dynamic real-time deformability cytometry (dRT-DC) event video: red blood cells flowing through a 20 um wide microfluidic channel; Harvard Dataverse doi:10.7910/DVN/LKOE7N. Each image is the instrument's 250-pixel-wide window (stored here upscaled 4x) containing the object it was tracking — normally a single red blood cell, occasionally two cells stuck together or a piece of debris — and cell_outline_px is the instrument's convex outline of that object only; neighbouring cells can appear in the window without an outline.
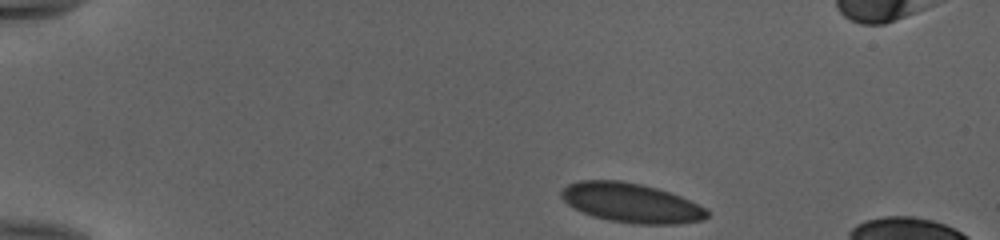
{"species": "human", "species_latin": "Homo sapiens", "temperature_condition": "cold", "stored_images_in_passage": 44, "camera_frame_rate_fps": 3000, "um_per_image_px": 0.085, "donor": {"sex": "female"}, "frame": {"image": 1, "passage_image": 1, "time_ms": 0.0, "image_size_px": [1000, 240], "cell_outline_px": [[708, 216], [704, 220], [676, 224], [632, 224], [608, 220], [592, 216], [580, 212], [568, 204], [560, 196], [560, 192], [568, 184], [580, 180], [620, 180], [640, 184], [656, 188], [680, 196], [704, 208], [708, 212]], "centroid_in_image_um": [53.61, 17.25], "position_along_channel_um": 31.4, "area_um2": 33.41}}
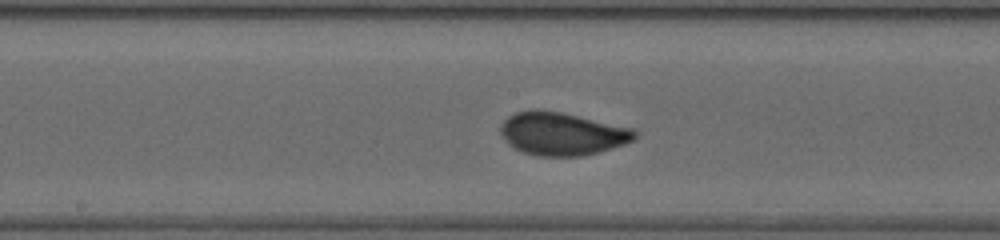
{"frame": {"image": 2, "passage_image": 20, "time_ms": 6.333, "image_size_px": [1000, 240], "cell_outline_px": [[636, 136], [632, 140], [624, 144], [584, 156], [536, 156], [524, 152], [508, 144], [504, 140], [500, 132], [500, 124], [508, 116], [516, 112], [532, 108], [536, 108], [560, 112], [636, 128]], "centroid_in_image_um": [47.75, 11.35], "position_along_channel_um": 200.4, "area_um2": 33.81}}
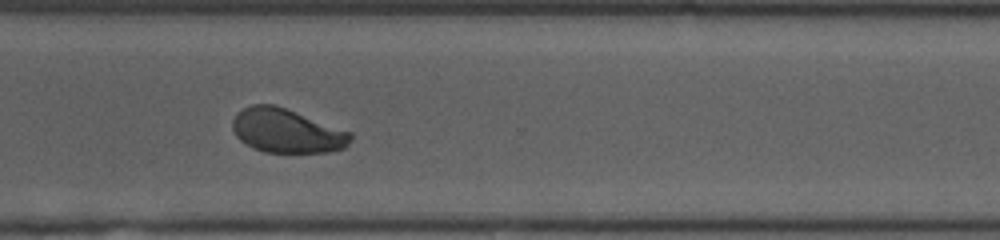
{"frame": {"image": 3, "passage_image": 31, "time_ms": 10.0, "image_size_px": [1000, 240], "cell_outline_px": [[352, 140], [344, 148], [328, 152], [264, 152], [252, 148], [244, 144], [236, 136], [232, 128], [232, 120], [244, 108], [252, 104], [276, 104], [352, 132]], "centroid_in_image_um": [24.38, 11.12], "position_along_channel_um": 346.2, "area_um2": 30.46}}